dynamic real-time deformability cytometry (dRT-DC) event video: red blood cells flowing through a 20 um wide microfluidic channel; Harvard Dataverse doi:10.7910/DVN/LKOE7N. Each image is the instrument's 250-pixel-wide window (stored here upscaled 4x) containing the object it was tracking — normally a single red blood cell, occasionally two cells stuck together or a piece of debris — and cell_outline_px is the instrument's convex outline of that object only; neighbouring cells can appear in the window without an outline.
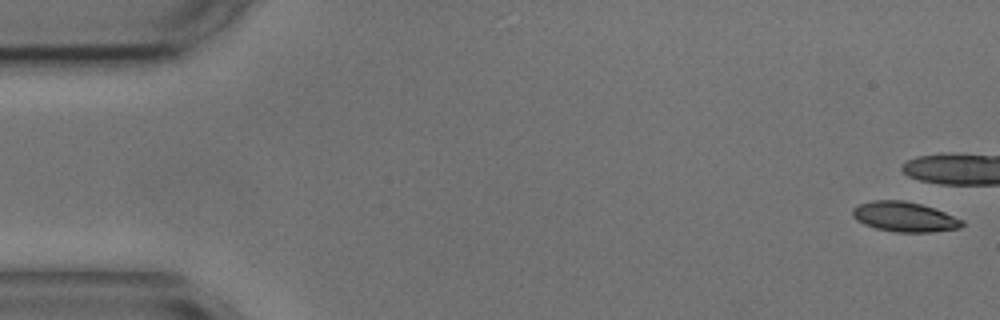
{"species": "common noctule bat (a hibernating species)", "species_latin": "Nyctalus noctula", "temperature_condition": "cold", "stored_images_in_passage": 7, "camera_frame_rate_fps": 3000, "um_per_image_px": 0.085, "animal": {"sex": "male", "body_mass_g": 17.9, "forearm_length_mm": 54.2}, "frame": {"image": 1, "passage_image": 1, "time_ms": 0.0, "image_size_px": [1000, 320], "cell_outline_px": [[964, 224], [960, 228], [932, 232], [896, 232], [876, 228], [864, 224], [856, 220], [852, 216], [852, 208], [860, 204], [872, 200], [904, 200], [920, 204], [944, 212], [964, 220]], "centroid_in_image_um": [76.87, 18.43], "position_along_channel_um": 8.1, "area_um2": 19.07}}